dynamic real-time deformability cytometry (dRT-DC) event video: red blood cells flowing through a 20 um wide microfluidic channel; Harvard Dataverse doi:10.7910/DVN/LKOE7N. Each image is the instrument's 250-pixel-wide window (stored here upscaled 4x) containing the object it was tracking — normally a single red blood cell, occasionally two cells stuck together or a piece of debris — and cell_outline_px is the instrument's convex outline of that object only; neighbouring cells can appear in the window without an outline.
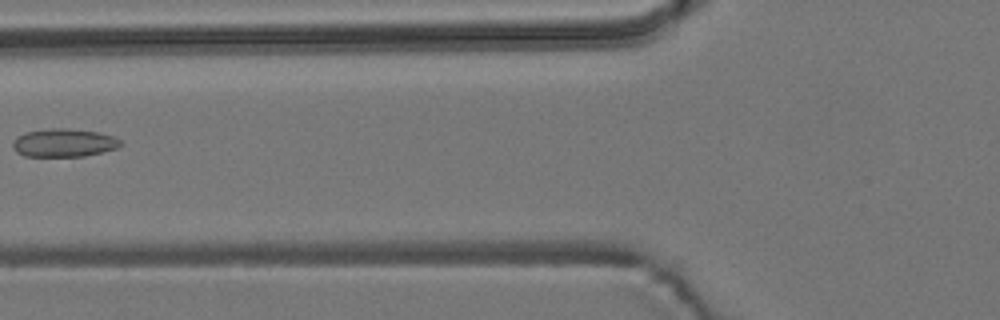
{"species": "common noctule bat (a hibernating species)", "species_latin": "Nyctalus noctula", "temperature_condition": "room temperature", "stored_images_in_passage": 4, "camera_frame_rate_fps": 3000, "um_per_image_px": 0.085, "animal": {"sex": "male", "body_mass_g": 19.2, "forearm_length_mm": 51.8}, "frame": {"image": 1, "passage_image": 3, "time_ms": 2.333, "image_size_px": [1000, 320], "cell_outline_px": [[124, 144], [116, 148], [84, 156], [24, 156], [16, 152], [12, 148], [12, 140], [16, 136], [24, 132], [52, 128], [68, 128], [100, 132], [112, 136], [120, 140]], "centroid_in_image_um": [5.39, 12.13], "position_along_channel_um": 120.4, "area_um2": 17.86}}
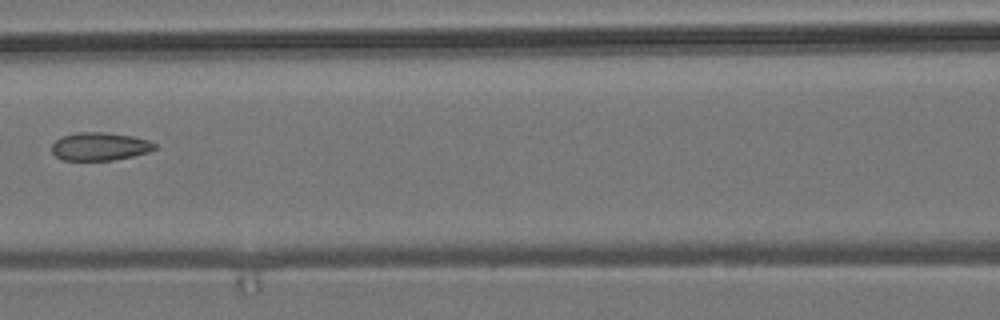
{"frame": {"image": 2, "passage_image": 4, "time_ms": 3.333, "image_size_px": [1000, 320], "cell_outline_px": [[156, 148], [148, 152], [132, 156], [112, 160], [60, 160], [52, 152], [52, 144], [60, 136], [76, 132], [104, 132], [132, 136], [148, 140], [156, 144]], "centroid_in_image_um": [8.45, 12.44], "position_along_channel_um": 158.2, "area_um2": 16.88}}